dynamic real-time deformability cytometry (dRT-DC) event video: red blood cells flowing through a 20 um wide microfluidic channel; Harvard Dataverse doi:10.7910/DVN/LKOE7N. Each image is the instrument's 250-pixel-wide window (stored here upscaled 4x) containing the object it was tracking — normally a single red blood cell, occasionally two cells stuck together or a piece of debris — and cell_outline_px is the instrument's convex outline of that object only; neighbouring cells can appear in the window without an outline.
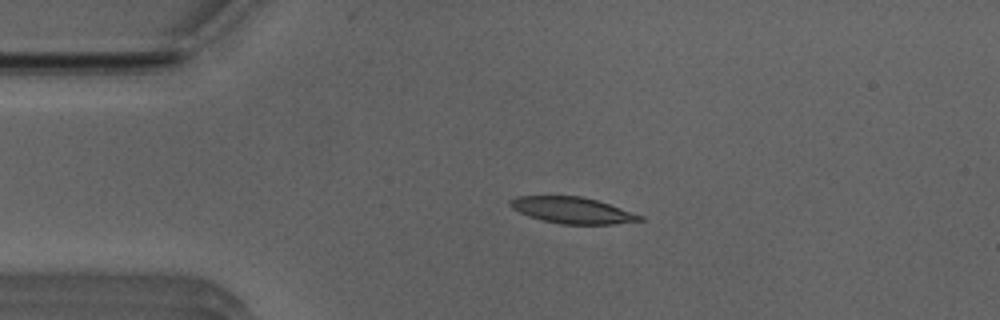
{"species": "Egyptian fruit bat (a non-hibernating species)", "species_latin": "Rousettus aegyptiacus", "temperature_condition": "room temperature", "stored_images_in_passage": 41, "camera_frame_rate_fps": 3000, "um_per_image_px": 0.085, "animal": {"sex": "male"}, "frame": {"image": 1, "passage_image": 1, "time_ms": 0.0, "image_size_px": [1000, 320], "cell_outline_px": [[644, 220], [616, 224], [560, 224], [528, 216], [512, 208], [508, 204], [508, 200], [516, 196], [580, 196], [596, 200], [644, 216]], "centroid_in_image_um": [48.63, 17.87], "position_along_channel_um": 36.4, "area_um2": 19.77}}
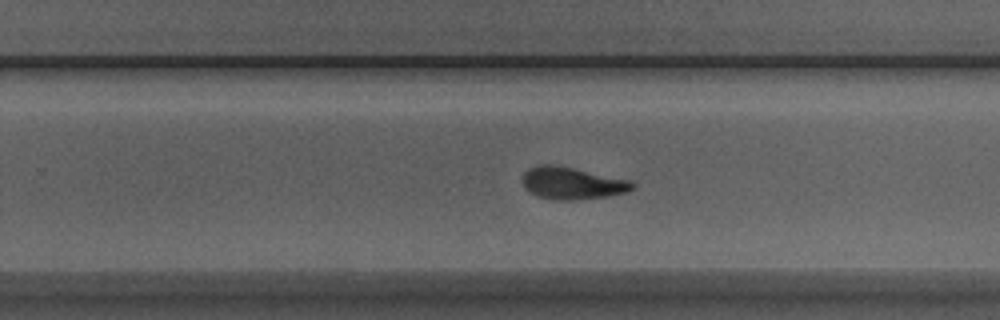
{"frame": {"image": 2, "passage_image": 22, "time_ms": 7.0, "image_size_px": [1000, 320], "cell_outline_px": [[636, 188], [628, 192], [608, 196], [580, 200], [552, 200], [536, 196], [528, 192], [524, 188], [524, 172], [528, 168], [540, 164], [556, 164], [632, 180], [636, 184]], "centroid_in_image_um": [48.67, 15.57], "position_along_channel_um": 281.1, "area_um2": 21.15}}
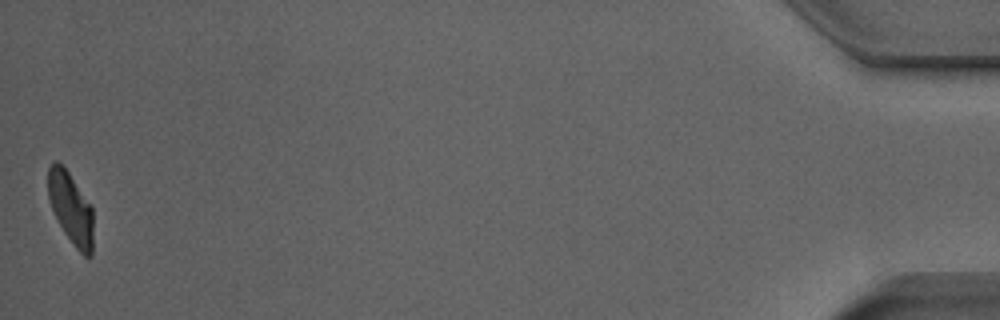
{"frame": {"image": 3, "passage_image": 41, "time_ms": 13.333, "image_size_px": [1000, 320], "cell_outline_px": [[92, 256], [84, 256], [76, 248], [64, 232], [48, 200], [48, 168], [56, 160], [68, 172], [92, 208]], "centroid_in_image_um": [6.01, 17.71], "position_along_channel_um": 429.2, "area_um2": 18.32}, "authors_computed_cell_mechanics": {"area_um2": 20.4612, "velocity_mm_per_s": 3.9589, "shape_relaxation_time_tau1_ms": 5.1879, "shape_relaxation_time_tau2_ms": 2.3752, "deformation_change_tau1": 0.169, "deformation_change_tau2": 0.0887}}